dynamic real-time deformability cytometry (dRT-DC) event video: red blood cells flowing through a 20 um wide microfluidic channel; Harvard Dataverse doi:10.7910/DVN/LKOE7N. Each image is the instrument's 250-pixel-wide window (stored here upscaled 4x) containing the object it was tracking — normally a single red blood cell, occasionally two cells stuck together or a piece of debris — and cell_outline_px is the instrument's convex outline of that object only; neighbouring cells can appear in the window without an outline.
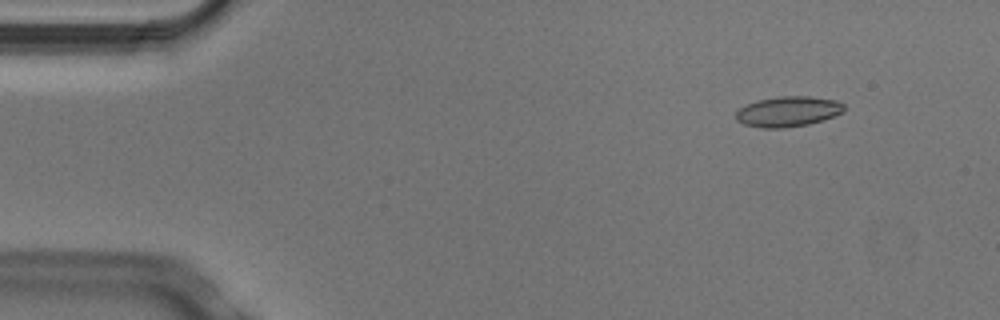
{"species": "Egyptian fruit bat (a non-hibernating species)", "species_latin": "Rousettus aegyptiacus", "temperature_condition": "cold", "stored_images_in_passage": 7, "camera_frame_rate_fps": 3000, "um_per_image_px": 0.085, "animal": {"sex": "male"}, "frame": {"image": 1, "passage_image": 2, "time_ms": 0.333, "image_size_px": [1000, 320], "cell_outline_px": [[844, 112], [824, 120], [808, 124], [784, 128], [760, 128], [744, 124], [736, 120], [736, 112], [740, 108], [748, 104], [760, 100], [780, 96], [808, 96], [836, 100], [844, 104]], "centroid_in_image_um": [67.01, 9.49], "position_along_channel_um": 18.0, "area_um2": 19.07}}
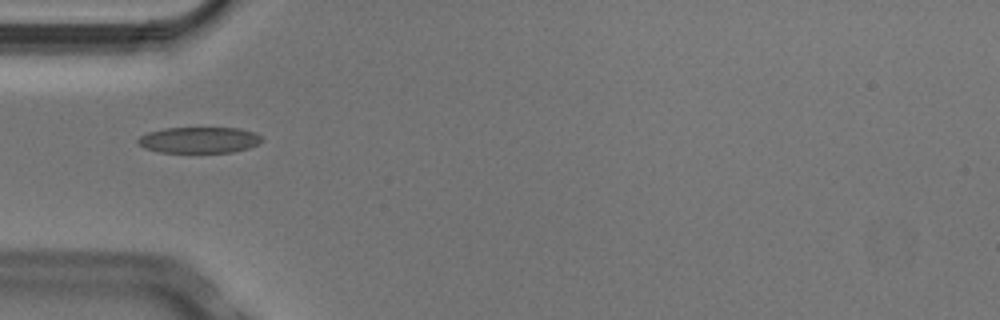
{"frame": {"image": 2, "passage_image": 5, "time_ms": 1.333, "image_size_px": [1000, 320], "cell_outline_px": [[264, 140], [260, 144], [248, 148], [232, 152], [160, 152], [144, 148], [136, 140], [140, 136], [148, 132], [164, 128], [240, 128], [252, 132], [260, 136]], "centroid_in_image_um": [16.94, 11.9], "position_along_channel_um": 68.1, "area_um2": 18.79}}